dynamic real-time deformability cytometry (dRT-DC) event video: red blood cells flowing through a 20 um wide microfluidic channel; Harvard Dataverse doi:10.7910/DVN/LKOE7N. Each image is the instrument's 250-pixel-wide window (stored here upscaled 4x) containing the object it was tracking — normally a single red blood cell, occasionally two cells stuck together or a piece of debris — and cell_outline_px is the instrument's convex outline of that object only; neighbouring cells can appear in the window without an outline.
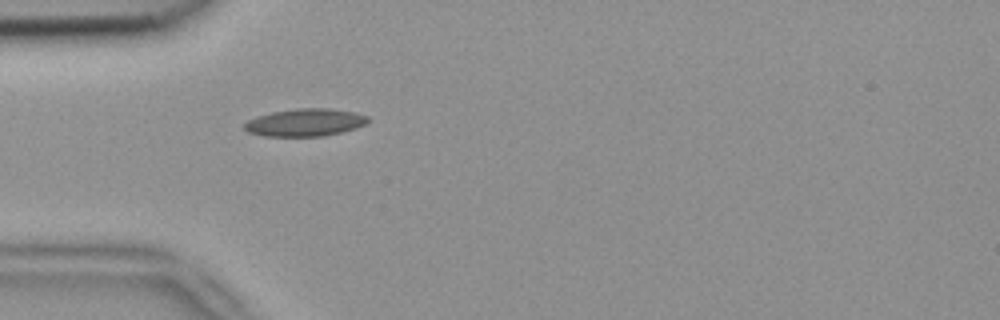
{"species": "common noctule bat (a hibernating species)", "species_latin": "Nyctalus noctula", "temperature_condition": "room temperature", "stored_images_in_passage": 1, "camera_frame_rate_fps": 3000, "um_per_image_px": 0.085, "animal": {"sex": "female", "body_mass_g": 18.4}, "frame": {"image": 1, "passage_image": 1, "time_ms": 0.0, "image_size_px": [1000, 320], "cell_outline_px": [[368, 120], [364, 124], [356, 128], [324, 136], [264, 136], [248, 132], [244, 128], [244, 124], [248, 120], [272, 112], [300, 108], [328, 108], [356, 112], [368, 116]], "centroid_in_image_um": [25.95, 10.41], "position_along_channel_um": 59.1, "area_um2": 19.65}}